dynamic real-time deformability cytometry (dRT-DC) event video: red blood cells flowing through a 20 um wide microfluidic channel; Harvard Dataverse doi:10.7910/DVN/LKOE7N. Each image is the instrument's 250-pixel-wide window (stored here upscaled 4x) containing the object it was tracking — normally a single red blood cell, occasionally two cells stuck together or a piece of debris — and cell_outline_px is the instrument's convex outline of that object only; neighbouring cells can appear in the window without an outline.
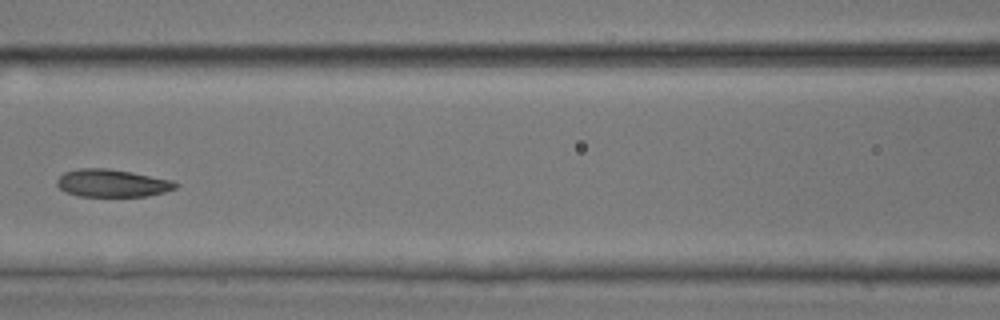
{"species": "common noctule bat (a hibernating species)", "species_latin": "Nyctalus noctula", "temperature_condition": "room temperature", "stored_images_in_passage": 8, "camera_frame_rate_fps": 3000, "um_per_image_px": 0.085, "animal": {"sex": "male", "body_mass_g": 17.9, "forearm_length_mm": 54.2}, "frame": {"image": 1, "passage_image": 6, "time_ms": 1.667, "image_size_px": [1000, 320], "cell_outline_px": [[180, 184], [176, 188], [164, 192], [148, 196], [80, 196], [64, 192], [56, 184], [56, 180], [64, 172], [80, 168], [108, 168], [132, 172], [172, 180]], "centroid_in_image_um": [9.53, 15.56], "position_along_channel_um": 157.1, "area_um2": 19.19}}
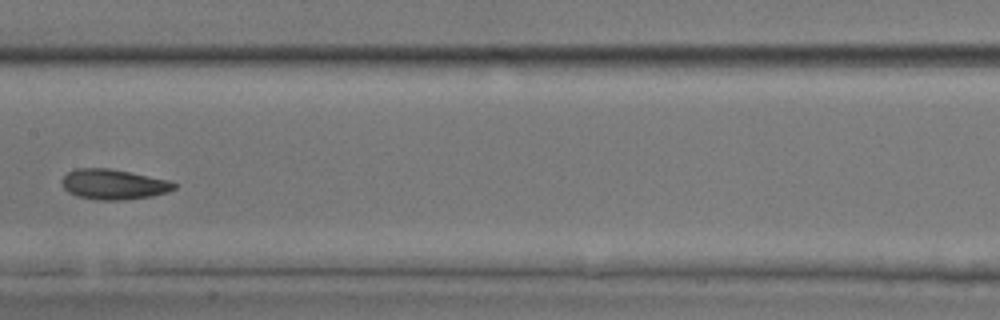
{"frame": {"image": 2, "passage_image": 7, "time_ms": 2.0, "image_size_px": [1000, 320], "cell_outline_px": [[176, 188], [168, 192], [152, 196], [124, 200], [96, 200], [76, 196], [68, 192], [64, 188], [60, 180], [68, 172], [76, 168], [108, 168], [168, 180], [176, 184]], "centroid_in_image_um": [9.62, 15.68], "position_along_channel_um": 197.8, "area_um2": 19.77}}